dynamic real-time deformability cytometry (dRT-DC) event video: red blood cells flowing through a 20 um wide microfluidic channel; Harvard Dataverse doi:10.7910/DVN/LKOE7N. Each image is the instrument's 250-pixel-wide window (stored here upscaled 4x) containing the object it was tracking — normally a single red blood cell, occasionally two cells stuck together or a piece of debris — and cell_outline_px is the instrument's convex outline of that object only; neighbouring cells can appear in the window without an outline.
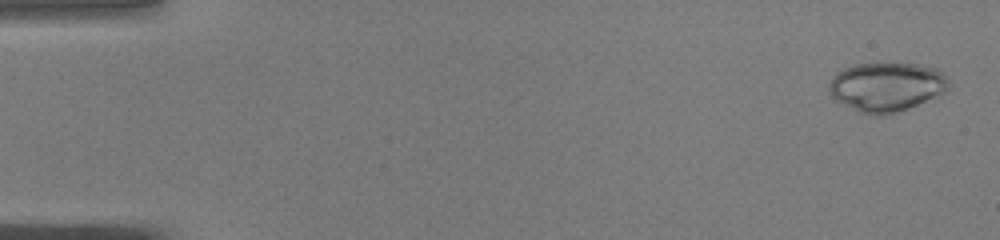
{"species": "common noctule bat (a hibernating species)", "species_latin": "Nyctalus noctula", "temperature_condition": "warm", "stored_images_in_passage": 50, "camera_frame_rate_fps": 3000, "um_per_image_px": 0.085, "animal": {"sex": "male", "body_mass_g": 19.0, "forearm_length_mm": 50.8}, "frame": {"image": 1, "passage_image": 2, "time_ms": 0.333, "image_size_px": [1000, 240], "cell_outline_px": [[948, 88], [944, 92], [908, 108], [896, 112], [876, 116], [860, 112], [836, 100], [828, 92], [828, 84], [832, 76], [836, 72], [852, 64], [876, 60], [896, 60], [936, 68], [948, 80]], "centroid_in_image_um": [75.29, 7.3], "position_along_channel_um": 9.7, "area_um2": 35.08}}
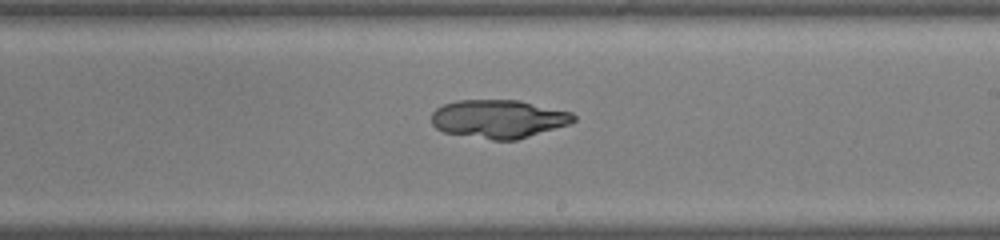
{"frame": {"image": 2, "passage_image": 30, "time_ms": 9.667, "image_size_px": [1000, 240], "cell_outline_px": [[576, 120], [572, 124], [516, 140], [492, 140], [444, 132], [436, 128], [432, 124], [432, 112], [436, 108], [444, 104], [456, 100], [520, 100], [572, 112], [576, 116]], "centroid_in_image_um": [42.42, 10.1], "position_along_channel_um": 246.6, "area_um2": 32.02}}
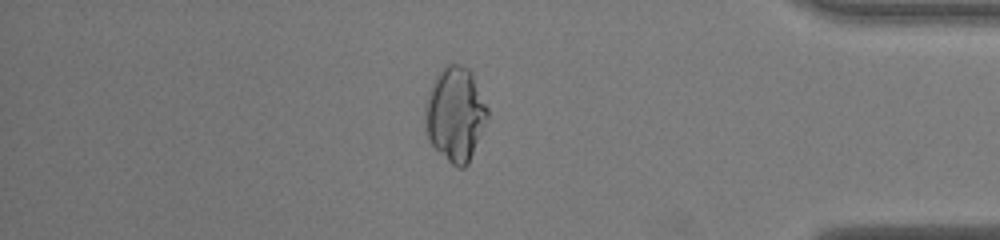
{"frame": {"image": 3, "passage_image": 43, "time_ms": 14.0, "image_size_px": [1000, 240], "cell_outline_px": [[488, 116], [468, 164], [464, 168], [456, 168], [428, 140], [424, 128], [424, 104], [428, 92], [440, 68], [444, 64], [460, 64], [468, 68], [472, 72], [488, 108]], "centroid_in_image_um": [38.67, 9.67], "position_along_channel_um": 396.5, "area_um2": 34.45}}